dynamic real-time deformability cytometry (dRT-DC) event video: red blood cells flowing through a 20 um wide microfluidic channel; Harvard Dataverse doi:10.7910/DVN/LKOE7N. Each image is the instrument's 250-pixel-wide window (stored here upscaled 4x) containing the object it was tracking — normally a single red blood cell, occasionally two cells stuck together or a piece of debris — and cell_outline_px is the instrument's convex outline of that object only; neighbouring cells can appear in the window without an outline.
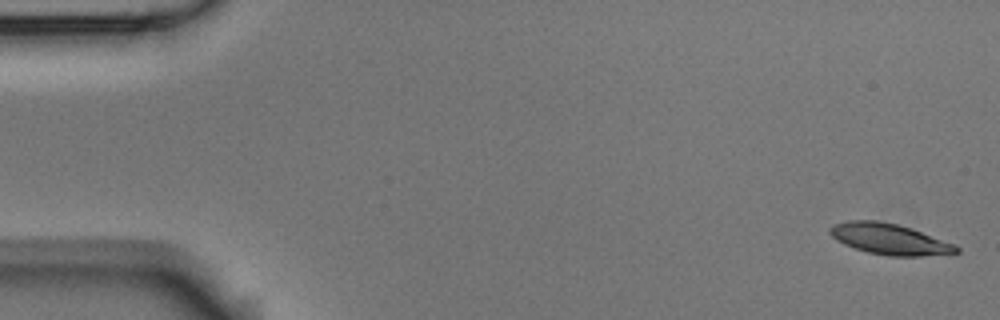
{"species": "Egyptian fruit bat (a non-hibernating species)", "species_latin": "Rousettus aegyptiacus", "temperature_condition": "room temperature", "stored_images_in_passage": 5, "camera_frame_rate_fps": 3000, "um_per_image_px": 0.085, "animal": {"sex": "male"}, "frame": {"image": 1, "passage_image": 1, "time_ms": 0.0, "image_size_px": [1000, 320], "cell_outline_px": [[960, 252], [920, 256], [888, 256], [868, 252], [844, 244], [836, 240], [828, 232], [828, 228], [832, 224], [848, 220], [876, 220], [896, 224], [956, 244], [960, 248]], "centroid_in_image_um": [75.56, 20.32], "position_along_channel_um": 9.4, "area_um2": 22.6}}
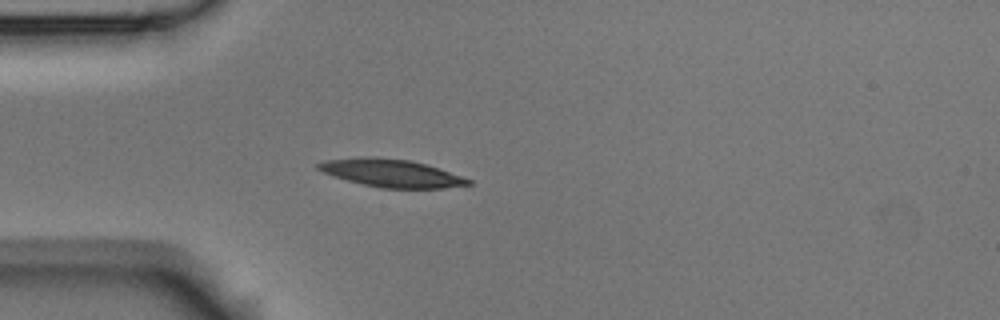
{"frame": {"image": 2, "passage_image": 5, "time_ms": 4.667, "image_size_px": [1000, 320], "cell_outline_px": [[472, 184], [444, 188], [380, 188], [332, 176], [316, 168], [316, 164], [324, 160], [364, 156], [376, 156], [412, 160], [472, 180]], "centroid_in_image_um": [33.21, 14.7], "position_along_channel_um": 51.8, "area_um2": 24.22}}